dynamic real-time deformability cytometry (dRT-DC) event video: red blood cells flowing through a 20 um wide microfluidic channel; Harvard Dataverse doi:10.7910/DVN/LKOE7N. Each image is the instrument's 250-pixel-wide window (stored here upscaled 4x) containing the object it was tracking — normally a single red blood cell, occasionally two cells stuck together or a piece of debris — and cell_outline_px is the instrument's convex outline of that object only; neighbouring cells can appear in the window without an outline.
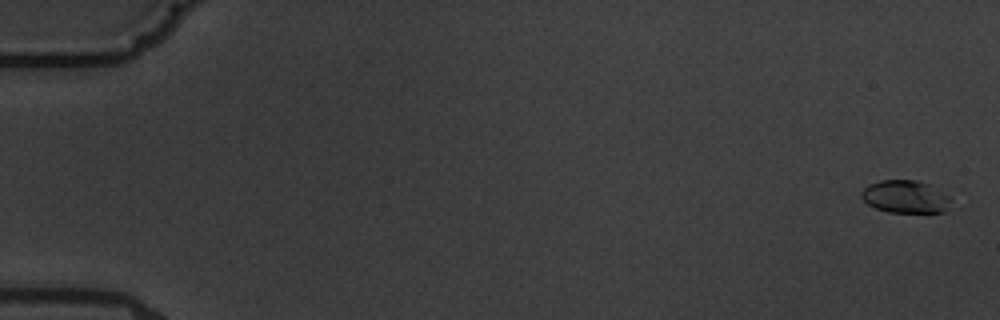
{"species": "common noctule bat (a hibernating species)", "species_latin": "Nyctalus noctula", "temperature_condition": "warm", "stored_images_in_passage": 5, "camera_frame_rate_fps": 3000, "um_per_image_px": 0.085, "animal": {"sex": "male", "body_mass_g": 19.5, "forearm_length_mm": 54.6}, "frame": {"image": 1, "passage_image": 1, "time_ms": 0.0, "image_size_px": [1000, 320], "cell_outline_px": [[952, 208], [944, 212], [888, 212], [876, 208], [868, 204], [860, 196], [860, 192], [868, 184], [880, 180], [916, 180], [928, 184], [948, 196], [952, 200]], "centroid_in_image_um": [76.97, 16.73], "position_along_channel_um": 8.0, "area_um2": 17.17}}
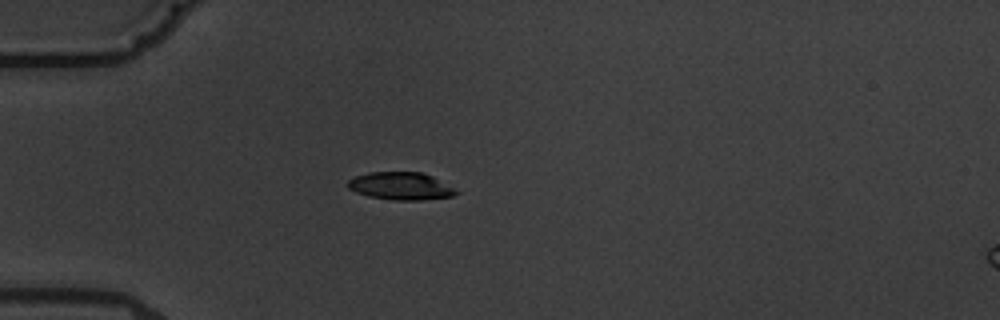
{"frame": {"image": 2, "passage_image": 5, "time_ms": 5.333, "image_size_px": [1000, 320], "cell_outline_px": [[460, 192], [452, 196], [420, 200], [396, 200], [368, 196], [356, 192], [348, 188], [348, 180], [356, 176], [368, 172], [420, 172], [432, 176]], "centroid_in_image_um": [34.04, 15.81], "position_along_channel_um": 51.0, "area_um2": 17.22}}